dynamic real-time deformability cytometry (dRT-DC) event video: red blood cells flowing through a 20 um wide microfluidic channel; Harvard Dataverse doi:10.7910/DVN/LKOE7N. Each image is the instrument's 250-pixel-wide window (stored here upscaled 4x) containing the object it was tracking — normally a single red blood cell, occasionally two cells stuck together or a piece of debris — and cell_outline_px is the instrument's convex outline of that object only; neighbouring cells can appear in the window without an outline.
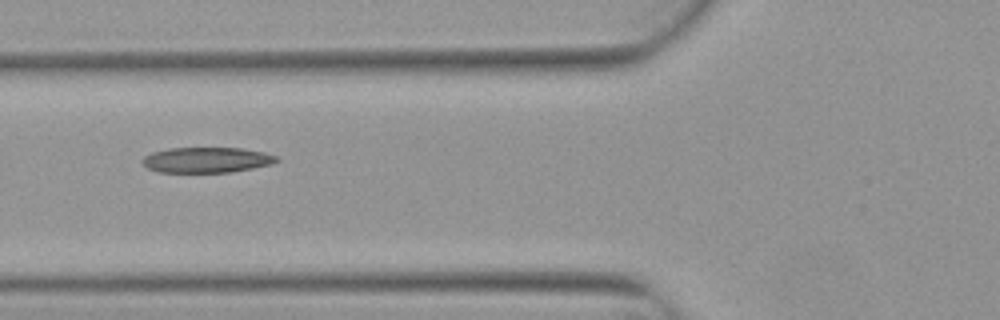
{"species": "Egyptian fruit bat (a non-hibernating species)", "species_latin": "Rousettus aegyptiacus", "temperature_condition": "warm", "stored_images_in_passage": 6, "camera_frame_rate_fps": 3000, "um_per_image_px": 0.085, "animal": {"sex": "female"}, "frame": {"image": 1, "passage_image": 4, "time_ms": 1.0, "image_size_px": [1000, 320], "cell_outline_px": [[280, 160], [272, 164], [232, 172], [156, 172], [148, 168], [140, 160], [144, 156], [152, 152], [168, 148], [240, 148], [264, 152], [276, 156]], "centroid_in_image_um": [17.55, 13.59], "position_along_channel_um": 108.3, "area_um2": 19.94}}
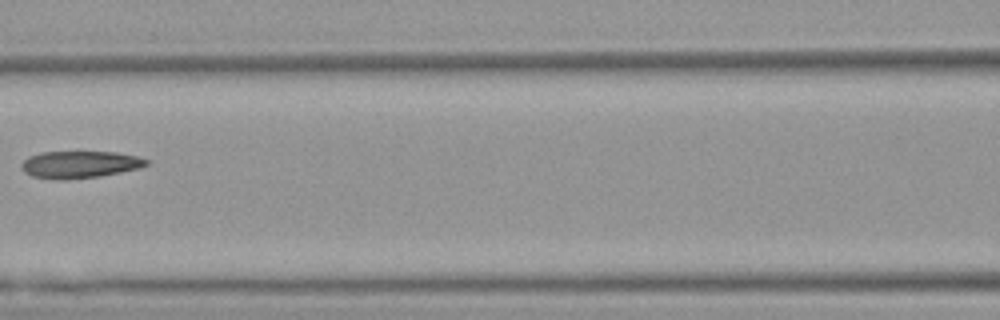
{"frame": {"image": 2, "passage_image": 5, "time_ms": 1.333, "image_size_px": [1000, 320], "cell_outline_px": [[148, 164], [140, 168], [100, 176], [64, 180], [56, 180], [32, 176], [24, 172], [20, 168], [20, 164], [28, 156], [40, 152], [116, 152], [140, 156], [148, 160]], "centroid_in_image_um": [6.76, 13.98], "position_along_channel_um": 159.8, "area_um2": 19.94}}
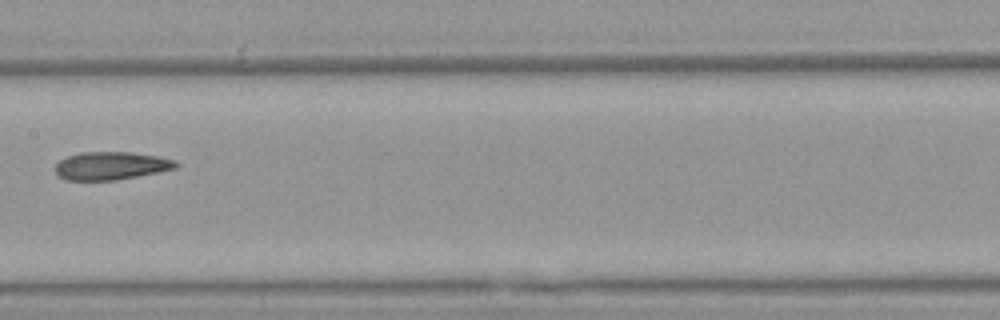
{"frame": {"image": 3, "passage_image": 6, "time_ms": 1.667, "image_size_px": [1000, 320], "cell_outline_px": [[180, 164], [176, 168], [116, 180], [64, 180], [56, 172], [56, 164], [60, 160], [68, 156], [80, 152], [128, 152], [156, 156], [176, 160]], "centroid_in_image_um": [9.43, 14.08], "position_along_channel_um": 198.0, "area_um2": 19.48}}